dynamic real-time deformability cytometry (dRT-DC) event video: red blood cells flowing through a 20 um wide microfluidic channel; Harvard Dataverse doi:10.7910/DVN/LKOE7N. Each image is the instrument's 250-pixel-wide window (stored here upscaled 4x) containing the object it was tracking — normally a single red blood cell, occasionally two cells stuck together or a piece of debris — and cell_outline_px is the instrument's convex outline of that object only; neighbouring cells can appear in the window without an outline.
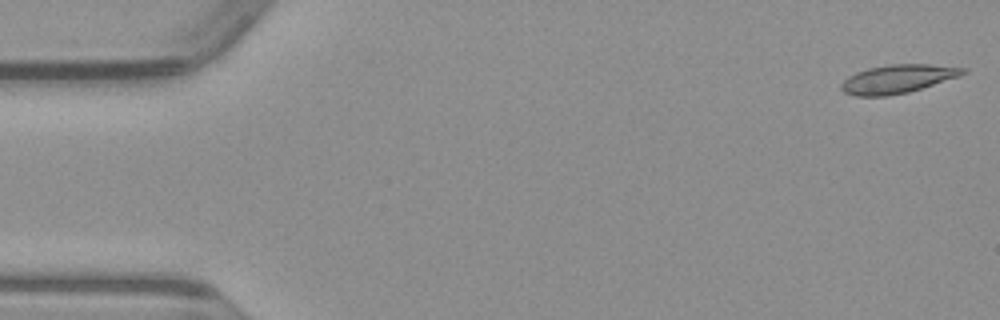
{"species": "common noctule bat (a hibernating species)", "species_latin": "Nyctalus noctula", "temperature_condition": "warm", "stored_images_in_passage": 21, "camera_frame_rate_fps": 3000, "um_per_image_px": 0.085, "animal": {"sex": "male", "body_mass_g": 23.1, "forearm_length_mm": 52.7}, "frame": {"image": 1, "passage_image": 1, "time_ms": 0.0, "image_size_px": [1000, 320], "cell_outline_px": [[968, 72], [960, 76], [908, 92], [888, 96], [856, 96], [844, 92], [840, 88], [840, 84], [848, 76], [856, 72], [868, 68], [888, 64], [928, 64], [968, 68]], "centroid_in_image_um": [76.3, 6.7], "position_along_channel_um": 8.7, "area_um2": 20.29}}
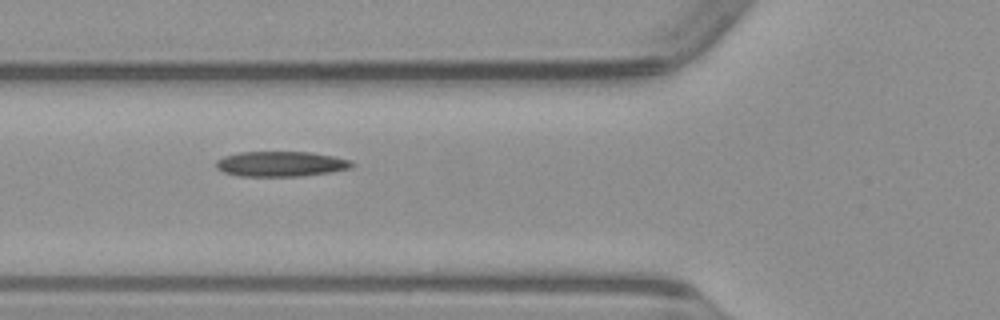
{"frame": {"image": 2, "passage_image": 18, "time_ms": 5.667, "image_size_px": [1000, 320], "cell_outline_px": [[356, 164], [352, 168], [304, 176], [240, 176], [224, 172], [216, 168], [216, 160], [224, 156], [236, 152], [312, 152], [352, 160]], "centroid_in_image_um": [23.88, 13.93], "position_along_channel_um": 101.9, "area_um2": 20.06}}
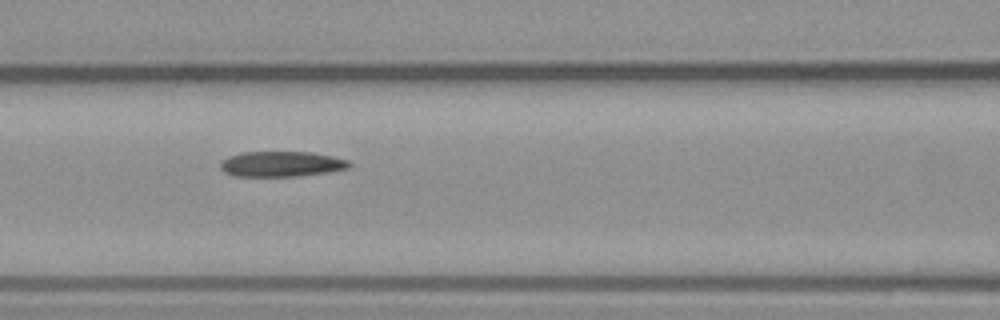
{"frame": {"image": 3, "passage_image": 21, "time_ms": 6.667, "image_size_px": [1000, 320], "cell_outline_px": [[352, 164], [348, 168], [332, 172], [300, 176], [232, 176], [224, 172], [220, 168], [220, 160], [228, 156], [244, 152], [312, 152], [332, 156], [348, 160]], "centroid_in_image_um": [23.92, 13.94], "position_along_channel_um": 142.7, "area_um2": 19.31}}